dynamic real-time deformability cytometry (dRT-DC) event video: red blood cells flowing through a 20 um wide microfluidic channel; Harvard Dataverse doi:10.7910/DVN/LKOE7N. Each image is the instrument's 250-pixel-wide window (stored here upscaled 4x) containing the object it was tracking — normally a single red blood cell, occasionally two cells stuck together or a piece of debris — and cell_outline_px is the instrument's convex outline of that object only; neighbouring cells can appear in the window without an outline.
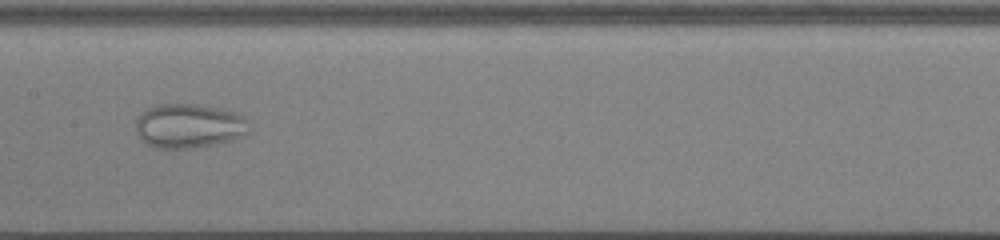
{"species": "common noctule bat (a hibernating species)", "species_latin": "Nyctalus noctula", "temperature_condition": "cold", "stored_images_in_passage": 46, "camera_frame_rate_fps": 3000, "um_per_image_px": 0.085, "animal": {"sex": "male", "body_mass_g": 13.0, "forearm_length_mm": 53.1}, "frame": {"image": 1, "passage_image": 20, "time_ms": 6.333, "image_size_px": [1000, 240], "cell_outline_px": [[248, 132], [232, 140], [216, 144], [192, 148], [156, 148], [148, 144], [136, 132], [136, 120], [148, 108], [156, 104], [196, 104], [220, 108], [236, 112], [244, 116], [248, 120]], "centroid_in_image_um": [16.09, 10.69], "position_along_channel_um": 191.3, "area_um2": 29.19}}
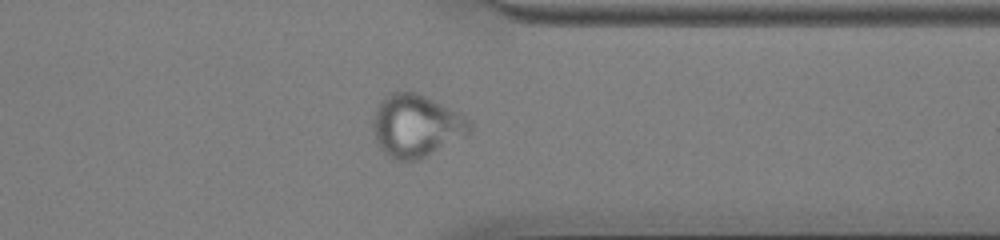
{"frame": {"image": 2, "passage_image": 35, "time_ms": 11.333, "image_size_px": [1000, 240], "cell_outline_px": [[472, 128], [464, 136], [420, 160], [392, 160], [376, 144], [372, 128], [372, 124], [376, 108], [380, 100], [384, 96], [392, 92], [416, 92], [460, 112], [472, 120]], "centroid_in_image_um": [35.36, 10.69], "position_along_channel_um": 376.0, "area_um2": 35.49}}
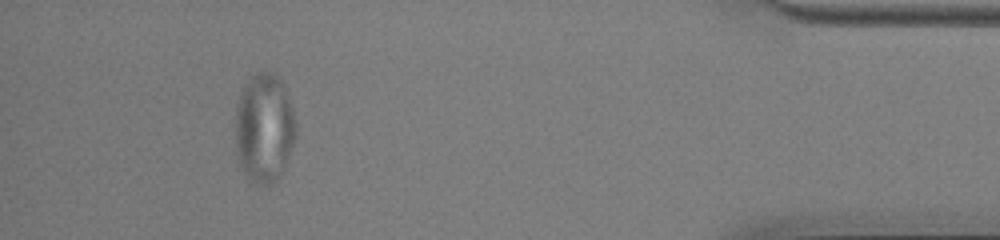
{"frame": {"image": 3, "passage_image": 42, "time_ms": 13.667, "image_size_px": [1000, 240], "cell_outline_px": [[296, 136], [284, 168], [280, 176], [268, 188], [256, 184], [248, 176], [240, 164], [236, 152], [236, 108], [240, 92], [244, 84], [256, 72], [272, 72], [284, 84], [296, 120]], "centroid_in_image_um": [22.47, 10.89], "position_along_channel_um": 412.7, "area_um2": 38.73}}